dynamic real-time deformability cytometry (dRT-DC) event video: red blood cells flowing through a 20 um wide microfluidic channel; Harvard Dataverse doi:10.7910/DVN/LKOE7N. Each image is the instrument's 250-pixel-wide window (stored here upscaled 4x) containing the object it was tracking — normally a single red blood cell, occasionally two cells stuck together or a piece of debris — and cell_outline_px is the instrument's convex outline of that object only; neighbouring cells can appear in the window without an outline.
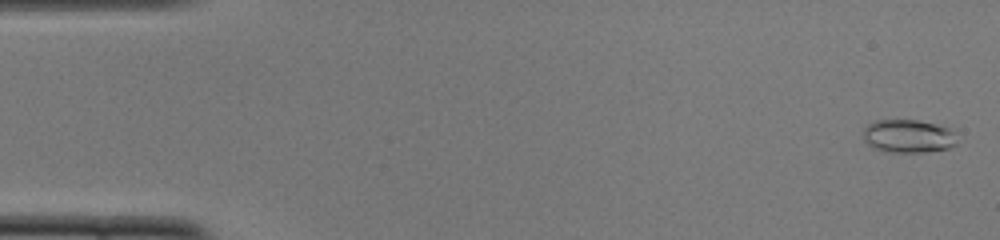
{"species": "common noctule bat (a hibernating species)", "species_latin": "Nyctalus noctula", "temperature_condition": "cold", "stored_images_in_passage": 52, "camera_frame_rate_fps": 3000, "um_per_image_px": 0.085, "animal": {"sex": "female", "body_mass_g": 22.0, "forearm_length_mm": 56.7}, "frame": {"image": 1, "passage_image": 2, "time_ms": 0.333, "image_size_px": [1000, 240], "cell_outline_px": [[956, 144], [948, 148], [924, 152], [884, 152], [872, 148], [864, 140], [864, 128], [868, 124], [876, 120], [916, 120], [936, 124], [948, 128], [952, 132]], "centroid_in_image_um": [77.14, 11.58], "position_along_channel_um": 7.9, "area_um2": 18.03}}
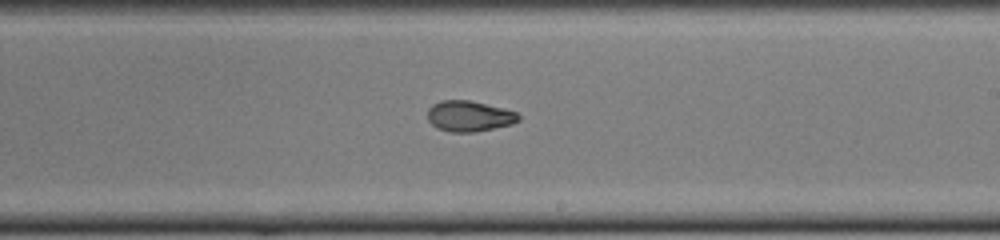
{"frame": {"image": 2, "passage_image": 31, "time_ms": 10.0, "image_size_px": [1000, 240], "cell_outline_px": [[520, 120], [512, 124], [476, 132], [448, 132], [436, 128], [428, 120], [428, 108], [432, 104], [440, 100], [468, 100], [516, 112], [520, 116]], "centroid_in_image_um": [39.84, 9.88], "position_along_channel_um": 249.2, "area_um2": 16.24}}
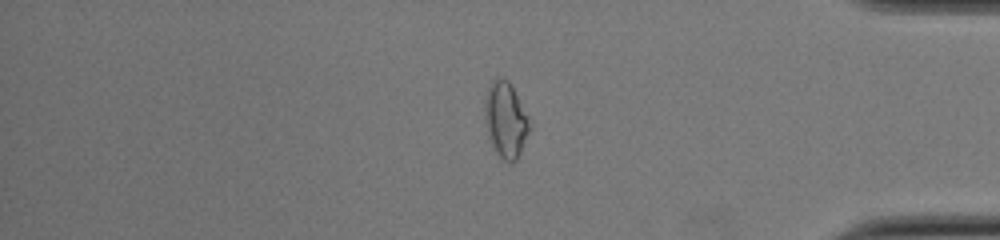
{"frame": {"image": 3, "passage_image": 44, "time_ms": 14.333, "image_size_px": [1000, 240], "cell_outline_px": [[532, 128], [516, 160], [504, 160], [492, 148], [488, 136], [484, 120], [484, 104], [488, 88], [492, 80], [500, 76], [504, 76], [508, 80], [528, 116]], "centroid_in_image_um": [42.97, 10.16], "position_along_channel_um": 392.2, "area_um2": 19.83}, "authors_computed_cell_mechanics": {"area_um2": 16.7331, "velocity_mm_per_s": 3.8792, "shape_relaxation_time_tau1_ms": 3.7906, "shape_relaxation_time_tau2_ms": 2.9265, "deformation_change_tau1": 0.1484, "deformation_change_tau2": 0.0826}}